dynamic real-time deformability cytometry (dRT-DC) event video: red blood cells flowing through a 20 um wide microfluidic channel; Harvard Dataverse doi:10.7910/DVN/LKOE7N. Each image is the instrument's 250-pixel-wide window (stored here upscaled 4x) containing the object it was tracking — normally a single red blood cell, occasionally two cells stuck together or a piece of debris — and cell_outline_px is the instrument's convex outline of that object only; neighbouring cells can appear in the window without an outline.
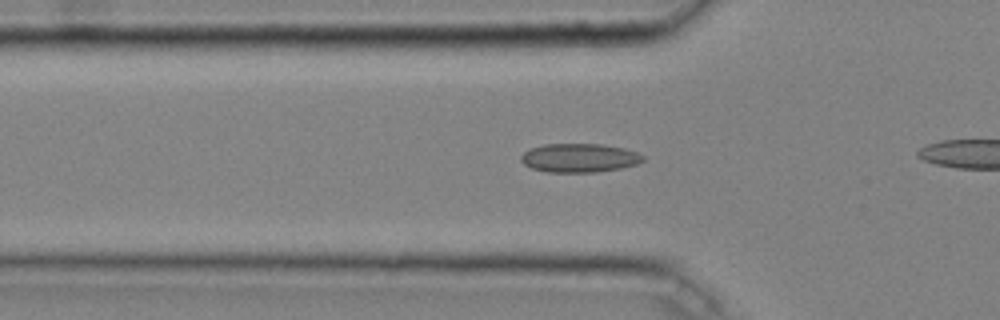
{"species": "common noctule bat (a hibernating species)", "species_latin": "Nyctalus noctula", "temperature_condition": "cold", "stored_images_in_passage": 35, "camera_frame_rate_fps": 3000, "um_per_image_px": 0.085, "animal": {"sex": "male", "body_mass_g": 20.4}, "frame": {"image": 1, "passage_image": 12, "time_ms": 3.667, "image_size_px": [1000, 320], "cell_outline_px": [[644, 160], [636, 164], [620, 168], [596, 172], [544, 172], [532, 168], [524, 164], [520, 160], [520, 156], [528, 148], [544, 144], [600, 144], [624, 148], [636, 152], [644, 156]], "centroid_in_image_um": [49.2, 13.42], "position_along_channel_um": 76.6, "area_um2": 20.52}}
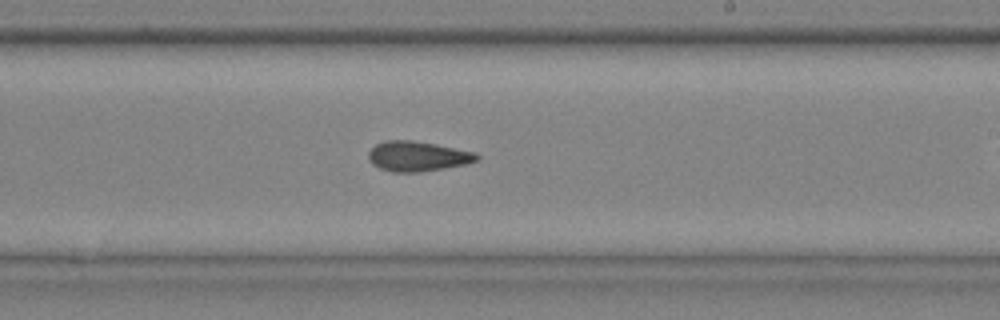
{"frame": {"image": 2, "passage_image": 25, "time_ms": 8.0, "image_size_px": [1000, 320], "cell_outline_px": [[480, 156], [476, 160], [468, 164], [420, 172], [392, 172], [380, 168], [372, 164], [368, 160], [368, 152], [376, 144], [384, 140], [412, 140], [436, 144], [476, 152]], "centroid_in_image_um": [35.48, 13.28], "position_along_channel_um": 253.5, "area_um2": 19.07}}
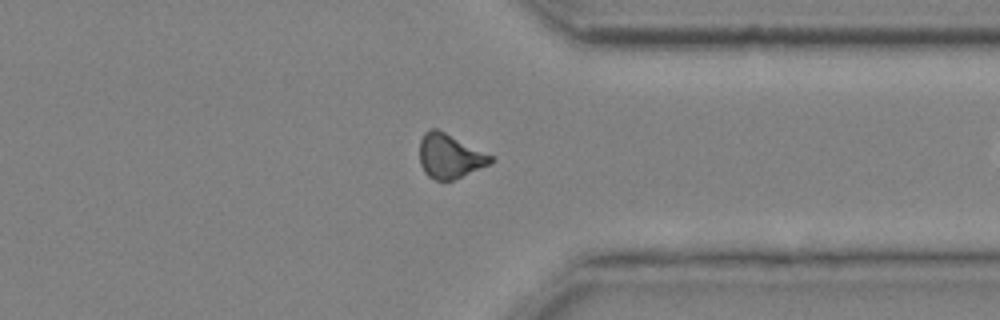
{"frame": {"image": 3, "passage_image": 34, "time_ms": 11.0, "image_size_px": [1000, 320], "cell_outline_px": [[492, 160], [488, 164], [452, 180], [436, 180], [428, 176], [424, 172], [420, 164], [420, 140], [424, 132], [432, 128], [436, 128], [492, 156]], "centroid_in_image_um": [38.16, 13.27], "position_along_channel_um": 373.2, "area_um2": 17.8}}